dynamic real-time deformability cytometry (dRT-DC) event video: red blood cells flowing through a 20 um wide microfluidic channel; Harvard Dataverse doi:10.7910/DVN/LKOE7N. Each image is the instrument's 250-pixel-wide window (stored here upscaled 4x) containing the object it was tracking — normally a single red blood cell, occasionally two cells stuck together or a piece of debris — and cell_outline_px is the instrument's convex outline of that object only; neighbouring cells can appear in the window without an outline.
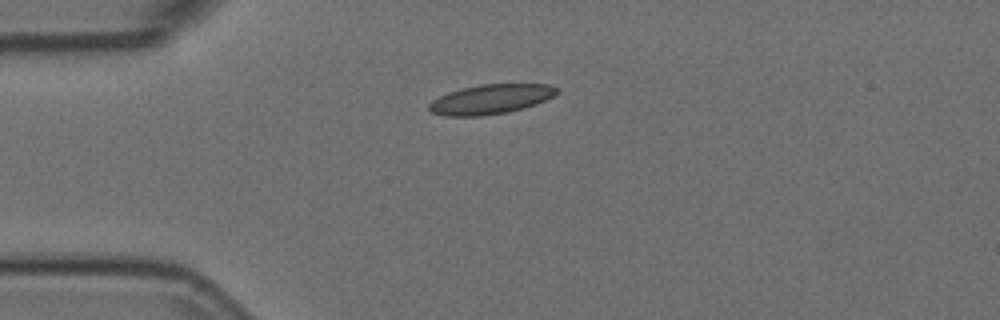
{"species": "Egyptian fruit bat (a non-hibernating species)", "species_latin": "Rousettus aegyptiacus", "temperature_condition": "room temperature", "stored_images_in_passage": 6, "camera_frame_rate_fps": 3000, "um_per_image_px": 0.085, "animal": {"sex": "female"}, "frame": {"image": 1, "passage_image": 1, "time_ms": 0.0, "image_size_px": [1000, 320], "cell_outline_px": [[556, 96], [536, 104], [524, 108], [508, 112], [480, 116], [444, 116], [432, 112], [428, 108], [428, 104], [432, 100], [448, 92], [460, 88], [480, 84], [552, 84], [556, 88]], "centroid_in_image_um": [41.7, 8.43], "position_along_channel_um": 43.3, "area_um2": 22.2}}
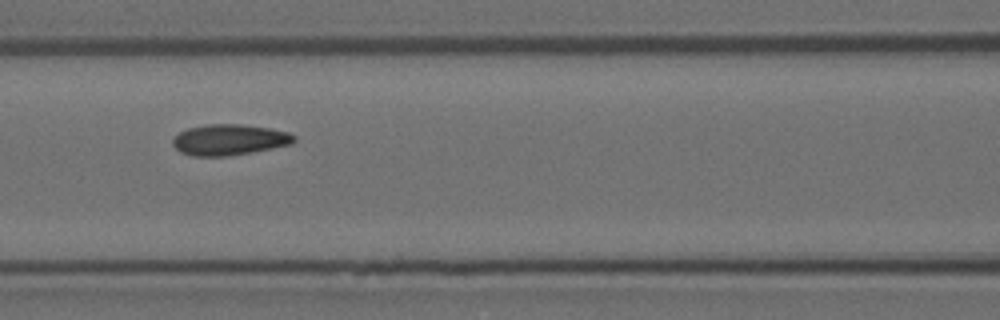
{"frame": {"image": 2, "passage_image": 4, "time_ms": 1.0, "image_size_px": [1000, 320], "cell_outline_px": [[296, 140], [292, 144], [252, 152], [224, 156], [192, 156], [180, 152], [172, 144], [172, 140], [180, 132], [188, 128], [208, 124], [240, 124], [268, 128], [288, 132], [296, 136]], "centroid_in_image_um": [19.5, 11.88], "position_along_channel_um": 147.1, "area_um2": 21.73}}
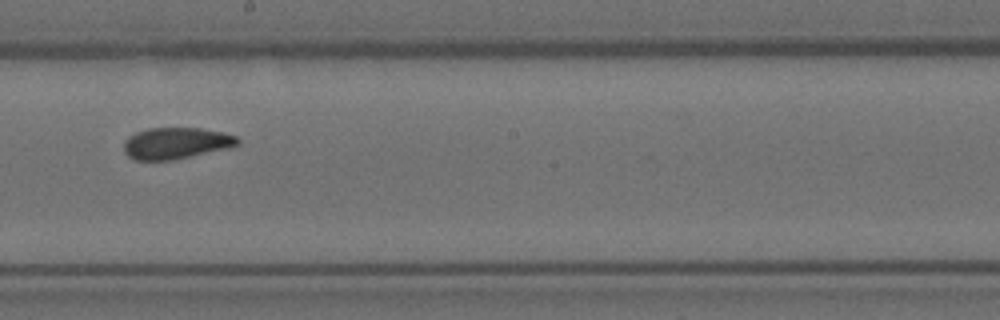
{"frame": {"image": 3, "passage_image": 6, "time_ms": 1.667, "image_size_px": [1000, 320], "cell_outline_px": [[240, 144], [228, 148], [172, 160], [136, 160], [128, 156], [124, 152], [124, 140], [128, 136], [136, 132], [148, 128], [200, 128], [224, 132], [236, 136], [240, 140]], "centroid_in_image_um": [14.96, 12.16], "position_along_channel_um": 233.2, "area_um2": 20.92}}